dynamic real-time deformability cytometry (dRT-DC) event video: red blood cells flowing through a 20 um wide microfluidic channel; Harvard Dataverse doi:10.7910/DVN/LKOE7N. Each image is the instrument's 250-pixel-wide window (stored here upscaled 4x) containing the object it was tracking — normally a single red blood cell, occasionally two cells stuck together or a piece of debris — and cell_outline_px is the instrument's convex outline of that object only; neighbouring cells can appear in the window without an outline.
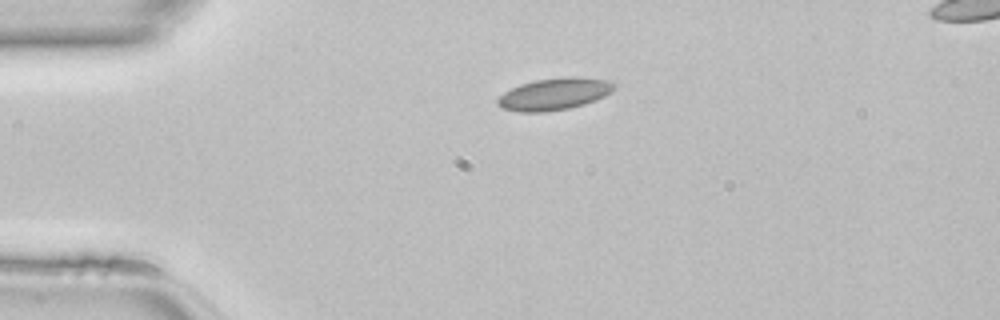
{"species": "common noctule bat (a hibernating species)", "species_latin": "Nyctalus noctula", "temperature_condition": "room temperature", "stored_images_in_passage": 37, "camera_frame_rate_fps": 3000, "um_per_image_px": 0.085, "animal": {"sex": "female", "body_mass_g": 22.7, "forearm_length_mm": 54.2}, "frame": {"image": 1, "passage_image": 1, "time_ms": 0.0, "image_size_px": [1000, 320], "cell_outline_px": [[616, 88], [612, 92], [596, 100], [584, 104], [568, 108], [544, 112], [516, 112], [504, 108], [496, 104], [496, 100], [504, 92], [520, 84], [536, 80], [568, 76], [572, 76], [604, 80], [616, 84]], "centroid_in_image_um": [47.11, 7.99], "position_along_channel_um": 37.9, "area_um2": 21.62}}
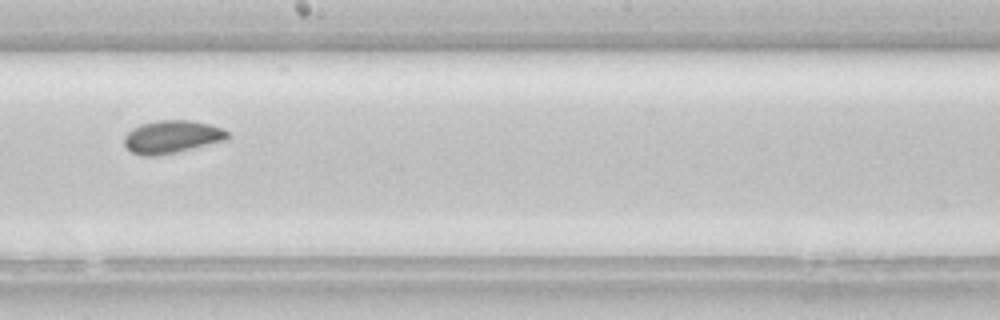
{"frame": {"image": 2, "passage_image": 17, "time_ms": 5.333, "image_size_px": [1000, 320], "cell_outline_px": [[228, 140], [176, 152], [156, 156], [140, 156], [132, 152], [124, 144], [124, 136], [132, 128], [140, 124], [160, 120], [192, 120], [212, 124], [228, 132]], "centroid_in_image_um": [14.61, 11.63], "position_along_channel_um": 233.6, "area_um2": 19.88}}
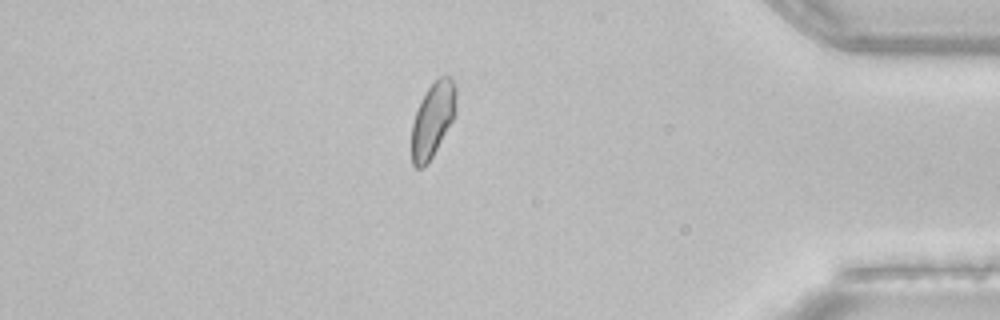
{"frame": {"image": 3, "passage_image": 31, "time_ms": 10.0, "image_size_px": [1000, 320], "cell_outline_px": [[456, 116], [428, 164], [420, 168], [416, 168], [412, 164], [412, 124], [420, 100], [428, 88], [440, 76], [448, 76], [456, 84]], "centroid_in_image_um": [36.8, 10.18], "position_along_channel_um": 398.4, "area_um2": 19.54}}